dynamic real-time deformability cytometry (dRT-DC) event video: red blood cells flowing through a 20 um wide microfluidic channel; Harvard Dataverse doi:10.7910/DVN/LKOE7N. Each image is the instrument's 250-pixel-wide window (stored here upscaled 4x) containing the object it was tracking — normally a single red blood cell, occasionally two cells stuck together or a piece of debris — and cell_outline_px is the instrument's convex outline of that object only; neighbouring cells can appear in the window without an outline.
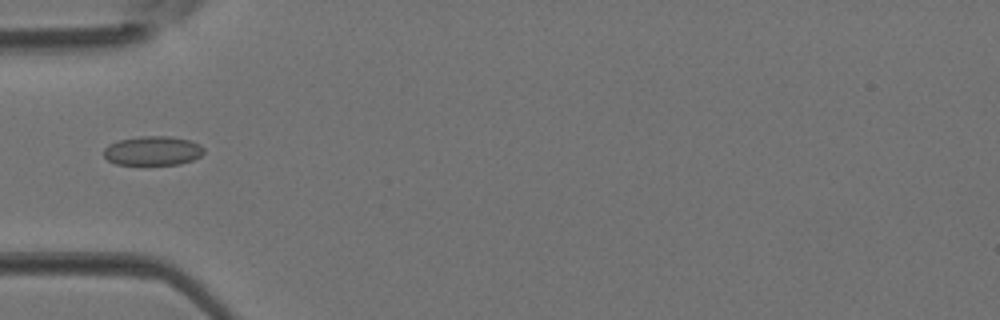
{"species": "Egyptian fruit bat (a non-hibernating species)", "species_latin": "Rousettus aegyptiacus", "temperature_condition": "room temperature", "stored_images_in_passage": 4, "camera_frame_rate_fps": 3000, "um_per_image_px": 0.085, "animal": {"sex": "female"}, "frame": {"image": 1, "passage_image": 4, "time_ms": 1.0, "image_size_px": [1000, 320], "cell_outline_px": [[204, 152], [200, 156], [192, 160], [180, 164], [116, 164], [108, 160], [104, 156], [104, 148], [108, 144], [120, 140], [140, 136], [172, 136], [188, 140], [200, 144], [204, 148]], "centroid_in_image_um": [12.99, 12.81], "position_along_channel_um": 72.0, "area_um2": 16.99}}